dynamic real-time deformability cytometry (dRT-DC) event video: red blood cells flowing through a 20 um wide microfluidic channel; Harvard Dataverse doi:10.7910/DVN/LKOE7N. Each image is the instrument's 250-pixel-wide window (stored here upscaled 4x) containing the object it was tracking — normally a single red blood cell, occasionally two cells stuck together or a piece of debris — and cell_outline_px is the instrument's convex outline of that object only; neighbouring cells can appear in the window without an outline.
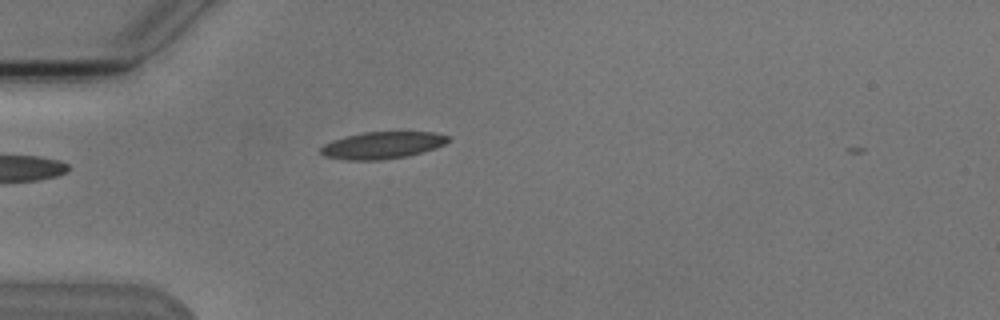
{"species": "Egyptian fruit bat (a non-hibernating species)", "species_latin": "Rousettus aegyptiacus", "temperature_condition": "cold", "stored_images_in_passage": 4, "camera_frame_rate_fps": 3000, "um_per_image_px": 0.085, "animal": {"sex": "male"}, "frame": {"image": 1, "passage_image": 4, "time_ms": 4.333, "image_size_px": [1000, 320], "cell_outline_px": [[452, 140], [436, 148], [408, 156], [380, 160], [344, 160], [324, 156], [320, 152], [320, 148], [324, 144], [332, 140], [364, 132], [436, 132], [452, 136]], "centroid_in_image_um": [32.55, 12.34], "position_along_channel_um": 52.5, "area_um2": 20.23}}